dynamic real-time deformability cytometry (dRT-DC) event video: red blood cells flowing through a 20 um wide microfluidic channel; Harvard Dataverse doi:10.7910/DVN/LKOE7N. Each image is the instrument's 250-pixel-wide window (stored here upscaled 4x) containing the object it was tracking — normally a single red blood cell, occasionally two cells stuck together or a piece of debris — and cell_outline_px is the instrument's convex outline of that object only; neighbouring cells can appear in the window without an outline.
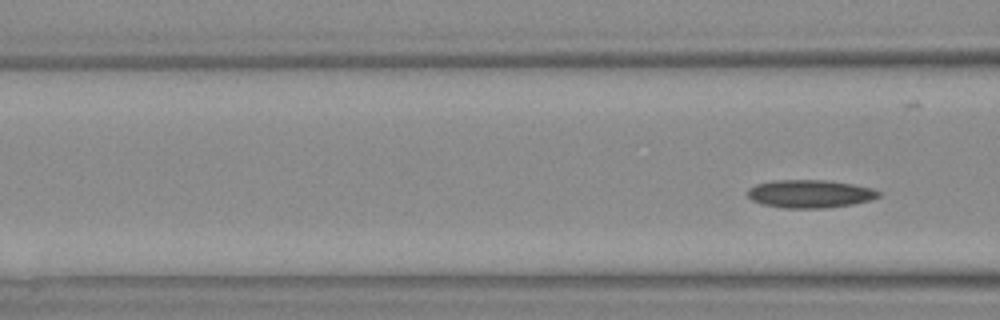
{"species": "Egyptian fruit bat (a non-hibernating species)", "species_latin": "Rousettus aegyptiacus", "temperature_condition": "warm", "stored_images_in_passage": 3, "camera_frame_rate_fps": 3000, "um_per_image_px": 0.085, "animal": {"sex": "female"}, "frame": {"image": 1, "passage_image": 3, "time_ms": 3.333, "image_size_px": [1000, 320], "cell_outline_px": [[880, 196], [872, 200], [852, 204], [824, 208], [784, 208], [764, 204], [752, 200], [748, 196], [748, 188], [756, 184], [772, 180], [828, 180], [852, 184], [872, 188], [880, 192]], "centroid_in_image_um": [68.85, 16.47], "position_along_channel_um": 97.7, "area_um2": 21.39}}